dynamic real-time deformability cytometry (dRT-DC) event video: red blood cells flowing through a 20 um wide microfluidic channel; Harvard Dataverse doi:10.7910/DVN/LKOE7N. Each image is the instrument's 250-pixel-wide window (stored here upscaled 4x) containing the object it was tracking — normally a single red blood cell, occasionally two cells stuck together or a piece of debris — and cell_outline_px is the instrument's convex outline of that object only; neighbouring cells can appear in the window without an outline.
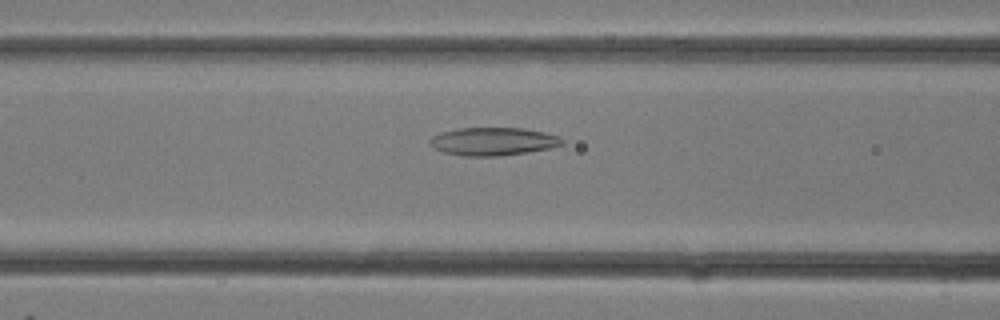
{"species": "common noctule bat (a hibernating species)", "species_latin": "Nyctalus noctula", "temperature_condition": "room temperature", "stored_images_in_passage": 19, "camera_frame_rate_fps": 3000, "um_per_image_px": 0.085, "animal": {"sex": "female"}, "frame": {"image": 1, "passage_image": 12, "time_ms": 3.667, "image_size_px": [1000, 320], "cell_outline_px": [[564, 144], [548, 148], [500, 156], [464, 156], [444, 152], [428, 144], [428, 140], [432, 136], [440, 132], [456, 128], [524, 128], [544, 132], [560, 136], [564, 140]], "centroid_in_image_um": [41.89, 12.01], "position_along_channel_um": 124.7, "area_um2": 21.62}}
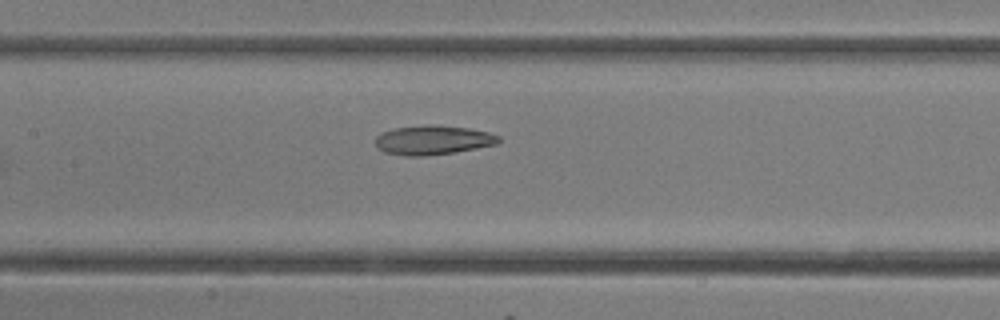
{"frame": {"image": 2, "passage_image": 14, "time_ms": 4.333, "image_size_px": [1000, 320], "cell_outline_px": [[500, 140], [496, 144], [476, 148], [452, 152], [424, 156], [404, 156], [384, 152], [376, 148], [376, 136], [380, 132], [396, 128], [424, 124], [436, 124], [468, 128], [488, 132], [500, 136]], "centroid_in_image_um": [36.75, 11.89], "position_along_channel_um": 170.6, "area_um2": 21.15}}